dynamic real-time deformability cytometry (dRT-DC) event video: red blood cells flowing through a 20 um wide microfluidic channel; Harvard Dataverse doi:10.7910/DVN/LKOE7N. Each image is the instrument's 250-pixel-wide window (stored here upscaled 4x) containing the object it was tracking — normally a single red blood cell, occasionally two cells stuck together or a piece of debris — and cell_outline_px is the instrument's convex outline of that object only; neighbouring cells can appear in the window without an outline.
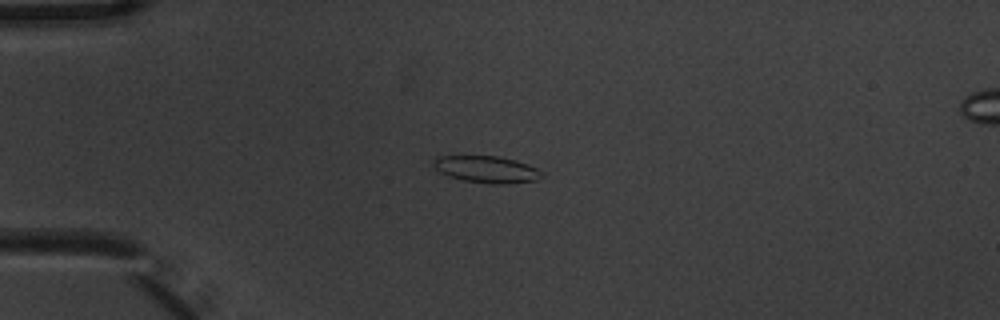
{"species": "common noctule bat (a hibernating species)", "species_latin": "Nyctalus noctula", "temperature_condition": "warm", "stored_images_in_passage": 7, "camera_frame_rate_fps": 3000, "um_per_image_px": 0.085, "animal": {"sex": "male", "body_mass_g": 20.1, "forearm_length_mm": 53.5}, "frame": {"image": 1, "passage_image": 5, "time_ms": 1.333, "image_size_px": [1000, 320], "cell_outline_px": [[544, 176], [536, 180], [508, 184], [492, 184], [464, 180], [448, 176], [440, 172], [432, 164], [432, 160], [436, 156], [496, 156], [516, 160], [528, 164], [536, 168]], "centroid_in_image_um": [41.35, 14.39], "position_along_channel_um": 43.7, "area_um2": 16.94}}
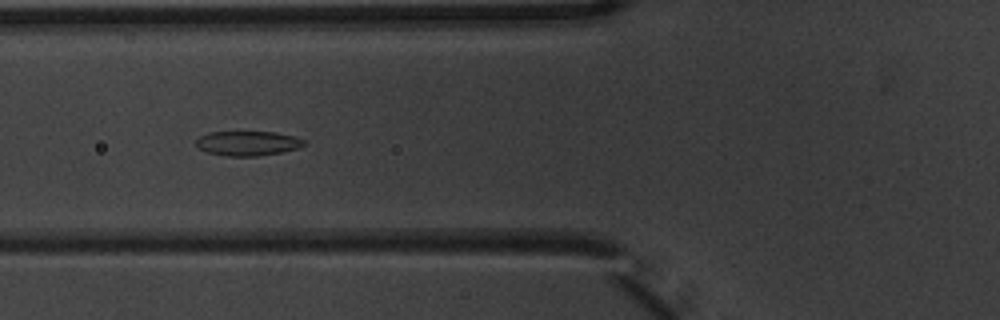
{"frame": {"image": 2, "passage_image": 7, "time_ms": 2.0, "image_size_px": [1000, 320], "cell_outline_px": [[304, 144], [300, 148], [280, 152], [256, 156], [228, 156], [208, 152], [200, 148], [196, 144], [196, 140], [200, 136], [208, 132], [276, 132], [296, 136], [304, 140]], "centroid_in_image_um": [21.08, 12.17], "position_along_channel_um": 104.7, "area_um2": 15.37}}